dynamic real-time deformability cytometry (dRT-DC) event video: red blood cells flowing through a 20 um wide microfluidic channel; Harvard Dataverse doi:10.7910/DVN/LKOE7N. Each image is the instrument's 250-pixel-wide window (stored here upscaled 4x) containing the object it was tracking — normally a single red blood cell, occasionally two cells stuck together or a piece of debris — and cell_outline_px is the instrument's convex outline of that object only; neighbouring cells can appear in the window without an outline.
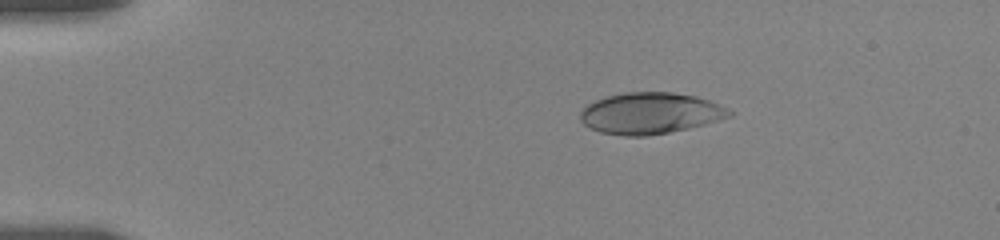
{"species": "human", "species_latin": "Homo sapiens", "temperature_condition": "room temperature", "stored_images_in_passage": 20, "camera_frame_rate_fps": 3000, "um_per_image_px": 0.085, "donor": {"sex": "female"}, "frame": {"image": 1, "passage_image": 4, "time_ms": 2.667, "image_size_px": [1000, 240], "cell_outline_px": [[736, 112], [732, 116], [704, 124], [688, 128], [668, 132], [644, 136], [624, 136], [600, 132], [584, 124], [580, 120], [580, 112], [584, 104], [608, 96], [624, 92], [672, 92], [696, 96], [720, 104]], "centroid_in_image_um": [55.27, 9.62], "position_along_channel_um": 29.7, "area_um2": 36.01}}
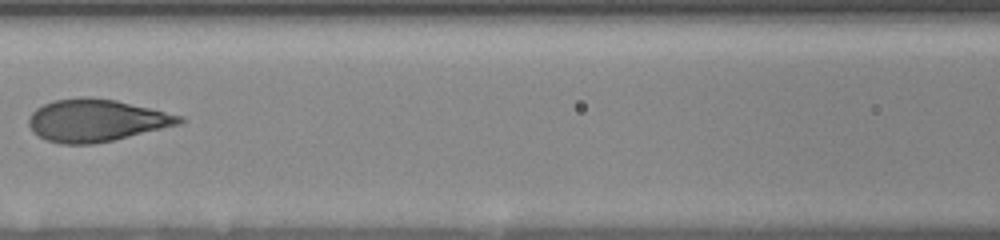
{"frame": {"image": 2, "passage_image": 10, "time_ms": 8.0, "image_size_px": [1000, 240], "cell_outline_px": [[184, 120], [180, 124], [112, 140], [92, 144], [60, 144], [48, 140], [32, 132], [28, 124], [28, 120], [32, 112], [36, 108], [44, 104], [56, 100], [84, 96], [116, 100], [184, 116]], "centroid_in_image_um": [8.16, 10.23], "position_along_channel_um": 158.4, "area_um2": 36.88}}
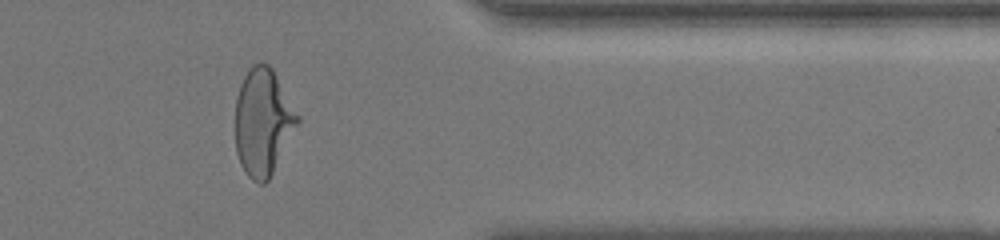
{"frame": {"image": 3, "passage_image": 17, "time_ms": 14.667, "image_size_px": [1000, 240], "cell_outline_px": [[300, 120], [268, 180], [264, 184], [260, 184], [252, 180], [248, 176], [240, 164], [236, 152], [236, 96], [240, 84], [248, 68], [252, 64], [268, 64], [272, 68], [300, 116]], "centroid_in_image_um": [22.34, 10.36], "position_along_channel_um": 389.1, "area_um2": 38.49}, "authors_computed_cell_mechanics": {"area_um2": 37.0498, "velocity_mm_per_s": 3.6461, "shape_relaxation_time_tau1_ms": 5.7114, "shape_relaxation_time_tau2_ms": null, "deformation_change_tau1": 0.199, "deformation_change_tau2": null}}